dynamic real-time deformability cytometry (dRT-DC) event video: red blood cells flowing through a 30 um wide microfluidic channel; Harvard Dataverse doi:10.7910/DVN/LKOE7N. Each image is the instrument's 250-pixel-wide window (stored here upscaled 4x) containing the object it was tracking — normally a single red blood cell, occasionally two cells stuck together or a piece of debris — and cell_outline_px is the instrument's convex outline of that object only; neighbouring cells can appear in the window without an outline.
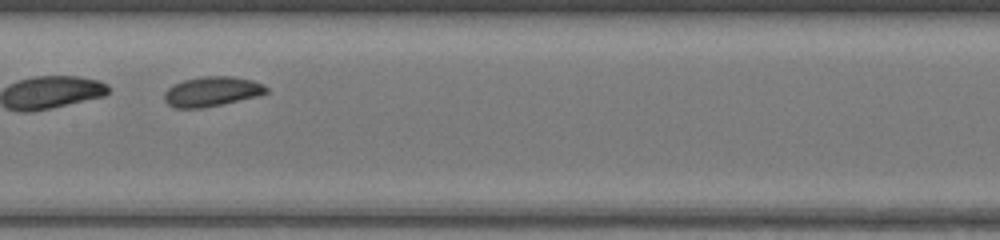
{"species": "common noctule bat (a hibernating species)", "species_latin": "Nyctalus noctula", "temperature_condition": "warm", "stored_images_in_passage": 35, "segment_of_instrument_passage": [2, 2], "camera_frame_rate_fps": 3000, "um_per_image_px": 0.085, "animal": {"sex": "female", "body_mass_g": 17.0, "forearm_length_mm": 48.0}, "frame": {"image": 1, "passage_image": 14, "time_ms": 4.333, "image_size_px": [1000, 240], "cell_outline_px": [[268, 92], [260, 96], [200, 108], [172, 108], [164, 100], [164, 92], [172, 84], [184, 80], [200, 76], [232, 76], [252, 80], [264, 84], [268, 88]], "centroid_in_image_um": [18.0, 7.77], "position_along_channel_um": 189.4, "area_um2": 17.86}}
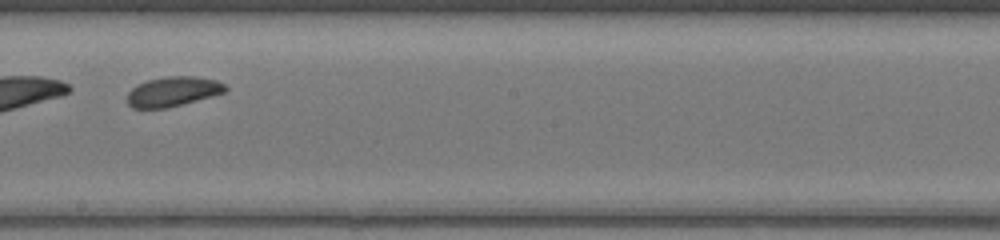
{"frame": {"image": 2, "passage_image": 17, "time_ms": 5.333, "image_size_px": [1000, 240], "cell_outline_px": [[228, 88], [224, 92], [212, 96], [164, 108], [132, 108], [128, 104], [128, 92], [136, 84], [148, 80], [168, 76], [196, 76], [216, 80], [224, 84]], "centroid_in_image_um": [14.68, 7.77], "position_along_channel_um": 233.5, "area_um2": 16.82}}
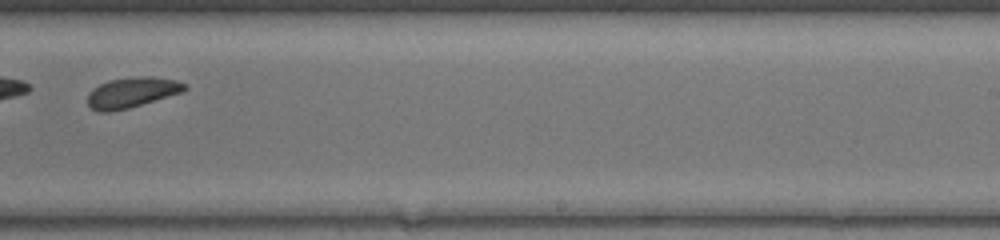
{"frame": {"image": 3, "passage_image": 20, "time_ms": 6.333, "image_size_px": [1000, 240], "cell_outline_px": [[188, 88], [180, 92], [128, 108], [112, 112], [100, 112], [92, 108], [88, 104], [88, 92], [92, 88], [108, 80], [140, 76], [152, 76], [176, 80], [188, 84]], "centroid_in_image_um": [11.19, 7.85], "position_along_channel_um": 277.8, "area_um2": 17.05}}